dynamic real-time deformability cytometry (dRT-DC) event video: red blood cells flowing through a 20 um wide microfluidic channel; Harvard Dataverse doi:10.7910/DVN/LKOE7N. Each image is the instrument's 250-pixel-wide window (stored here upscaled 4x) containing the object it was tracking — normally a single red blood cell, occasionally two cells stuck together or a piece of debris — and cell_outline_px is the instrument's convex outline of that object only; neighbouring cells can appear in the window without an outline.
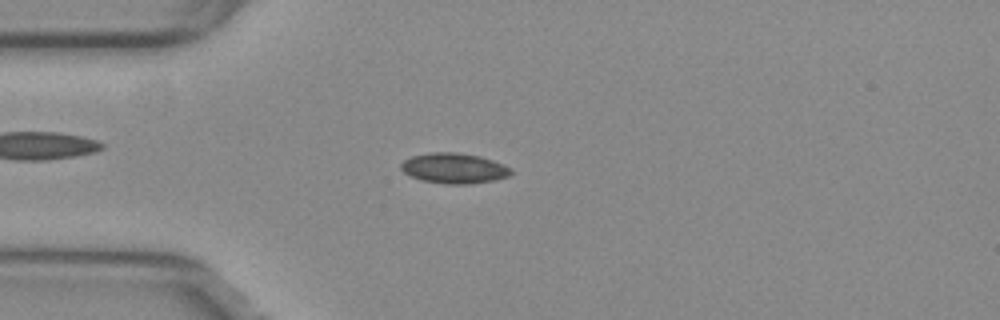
{"species": "common noctule bat (a hibernating species)", "species_latin": "Nyctalus noctula", "temperature_condition": "warm", "stored_images_in_passage": 52, "camera_frame_rate_fps": 3000, "um_per_image_px": 0.085, "animal": {"sex": "female", "body_mass_g": 29.2, "forearm_length_mm": 56.3}, "frame": {"image": 1, "passage_image": 12, "time_ms": 3.667, "image_size_px": [1000, 320], "cell_outline_px": [[512, 172], [508, 176], [496, 180], [468, 184], [444, 184], [420, 180], [404, 172], [400, 168], [400, 164], [404, 160], [412, 156], [432, 152], [456, 152], [480, 156], [504, 164], [512, 168]], "centroid_in_image_um": [38.6, 14.3], "position_along_channel_um": 46.4, "area_um2": 19.54}}
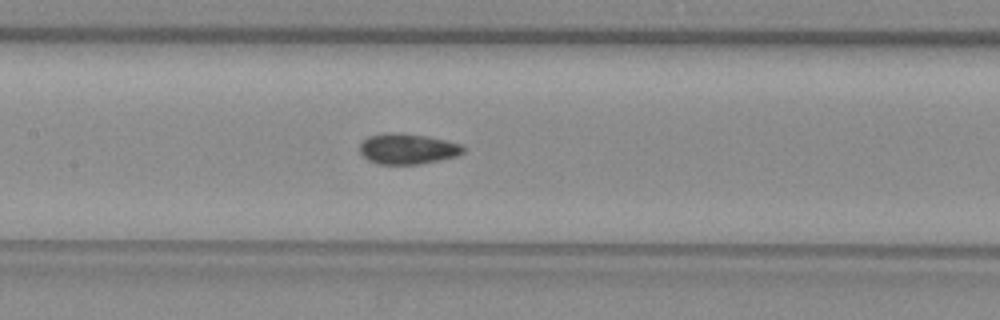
{"frame": {"image": 2, "passage_image": 23, "time_ms": 7.333, "image_size_px": [1000, 320], "cell_outline_px": [[464, 152], [456, 156], [440, 160], [420, 164], [376, 164], [368, 160], [360, 152], [360, 144], [368, 136], [384, 132], [392, 132], [424, 136], [444, 140], [460, 144], [464, 148]], "centroid_in_image_um": [34.61, 12.66], "position_along_channel_um": 172.8, "area_um2": 18.32}}
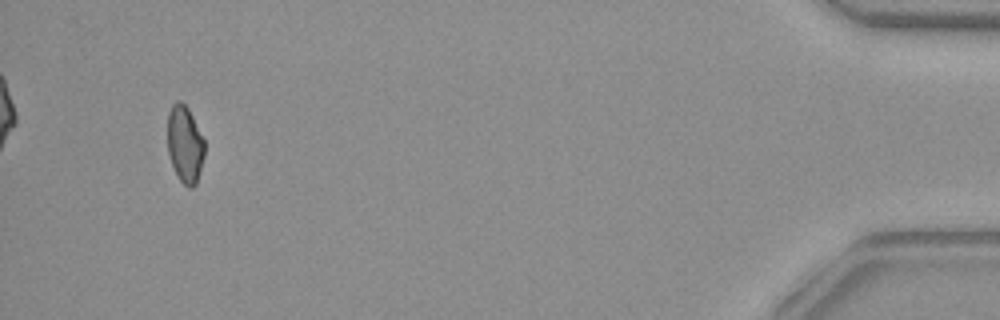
{"frame": {"image": 3, "passage_image": 49, "time_ms": 16.0, "image_size_px": [1000, 320], "cell_outline_px": [[204, 156], [196, 184], [192, 188], [188, 188], [180, 180], [172, 164], [168, 152], [168, 112], [172, 104], [176, 100], [180, 100], [188, 108], [204, 140]], "centroid_in_image_um": [15.71, 12.24], "position_along_channel_um": 419.5, "area_um2": 16.47}, "authors_computed_cell_mechanics": {"area_um2": 17.9758, "velocity_mm_per_s": 3.8182, "shape_relaxation_time_tau1_ms": null, "shape_relaxation_time_tau2_ms": 1.7751, "deformation_change_tau1": null, "deformation_change_tau2": 0.0649}}